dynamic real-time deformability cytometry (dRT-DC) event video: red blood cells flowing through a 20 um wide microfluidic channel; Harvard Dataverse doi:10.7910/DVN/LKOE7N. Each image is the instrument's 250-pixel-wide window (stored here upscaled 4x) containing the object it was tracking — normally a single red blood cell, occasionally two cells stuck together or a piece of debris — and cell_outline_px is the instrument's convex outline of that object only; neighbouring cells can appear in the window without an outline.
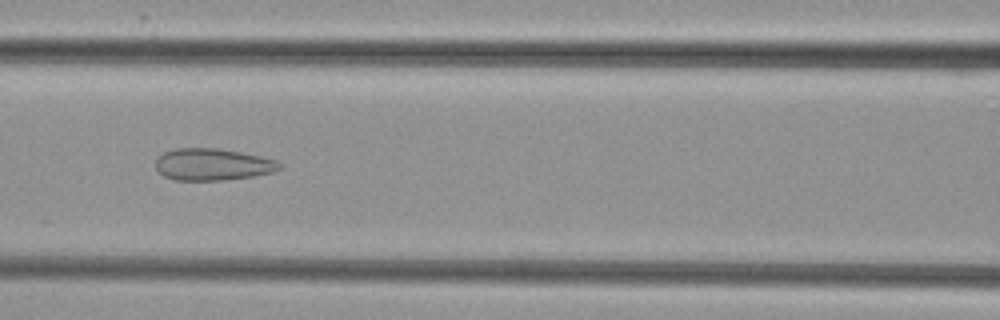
{"species": "common noctule bat (a hibernating species)", "species_latin": "Nyctalus noctula", "temperature_condition": "cold", "stored_images_in_passage": 8, "camera_frame_rate_fps": 3000, "um_per_image_px": 0.085, "animal": {"sex": "female", "body_mass_g": 29.2, "forearm_length_mm": 56.3}, "frame": {"image": 1, "passage_image": 7, "time_ms": 7.0, "image_size_px": [1000, 320], "cell_outline_px": [[280, 168], [272, 172], [252, 176], [224, 180], [176, 180], [164, 176], [156, 168], [156, 160], [164, 152], [176, 148], [220, 148], [260, 156], [276, 160], [280, 164]], "centroid_in_image_um": [18.06, 13.97], "position_along_channel_um": 148.5, "area_um2": 22.83}}
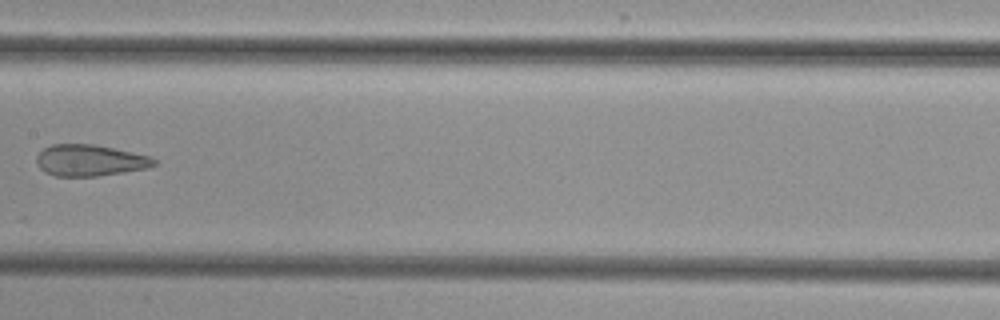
{"frame": {"image": 2, "passage_image": 8, "time_ms": 8.333, "image_size_px": [1000, 320], "cell_outline_px": [[156, 164], [148, 168], [124, 172], [96, 176], [56, 176], [44, 172], [36, 164], [36, 156], [44, 148], [52, 144], [96, 144], [152, 156], [156, 160]], "centroid_in_image_um": [7.65, 13.62], "position_along_channel_um": 199.8, "area_um2": 21.68}}